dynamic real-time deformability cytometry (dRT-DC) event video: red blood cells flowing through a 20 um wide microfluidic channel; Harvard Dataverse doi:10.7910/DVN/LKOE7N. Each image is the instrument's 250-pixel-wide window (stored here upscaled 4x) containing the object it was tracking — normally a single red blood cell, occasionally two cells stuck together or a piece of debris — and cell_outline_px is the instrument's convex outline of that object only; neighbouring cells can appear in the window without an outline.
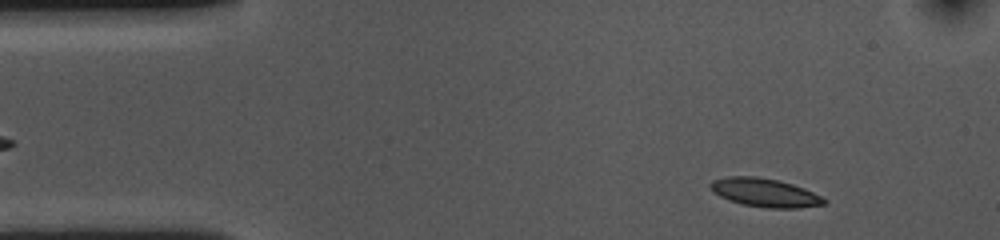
{"species": "common noctule bat (a hibernating species)", "species_latin": "Nyctalus noctula", "temperature_condition": "cold", "stored_images_in_passage": 52, "camera_frame_rate_fps": 3000, "um_per_image_px": 0.085, "animal": {"sex": "female", "body_mass_g": 10.0, "forearm_length_mm": 53.1}, "frame": {"image": 1, "passage_image": 4, "time_ms": 1.0, "image_size_px": [1000, 240], "cell_outline_px": [[828, 200], [824, 204], [796, 208], [768, 208], [740, 204], [728, 200], [720, 196], [708, 184], [712, 180], [728, 176], [756, 176], [776, 180], [792, 184], [804, 188]], "centroid_in_image_um": [64.99, 16.37], "position_along_channel_um": 20.0, "area_um2": 18.73}}
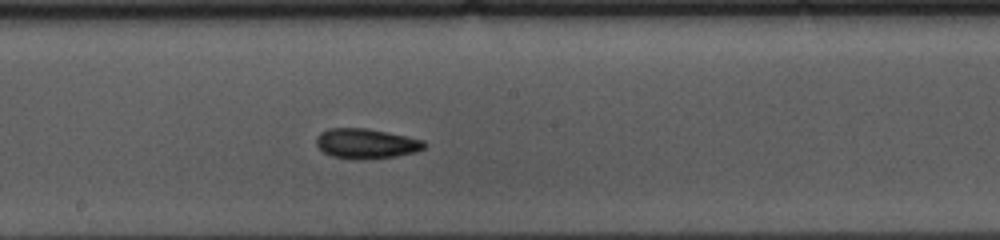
{"frame": {"image": 2, "passage_image": 26, "time_ms": 8.333, "image_size_px": [1000, 240], "cell_outline_px": [[428, 144], [424, 148], [416, 152], [396, 156], [364, 160], [352, 160], [332, 156], [324, 152], [316, 144], [316, 136], [320, 132], [328, 128], [368, 128], [408, 136], [424, 140]], "centroid_in_image_um": [31.14, 12.21], "position_along_channel_um": 217.1, "area_um2": 19.25}}
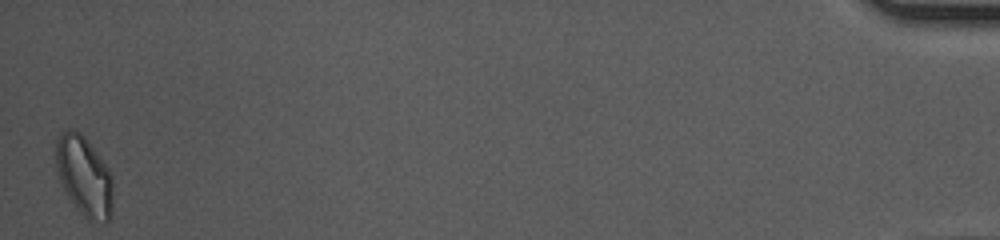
{"frame": {"image": 3, "passage_image": 52, "time_ms": 17.0, "image_size_px": [1000, 240], "cell_outline_px": [[112, 212], [108, 224], [92, 224], [76, 208], [68, 196], [60, 180], [56, 164], [56, 140], [68, 128], [72, 128], [80, 132], [84, 136], [108, 168], [112, 176]], "centroid_in_image_um": [7.19, 15.03], "position_along_channel_um": 428.0, "area_um2": 26.65}, "authors_computed_cell_mechanics": {"area_um2": 18.7561, "velocity_mm_per_s": 3.572, "shape_relaxation_time_tau1_ms": 6.2755, "shape_relaxation_time_tau2_ms": 5.9844, "deformation_change_tau1": 0.121, "deformation_change_tau2": 0.1041}}